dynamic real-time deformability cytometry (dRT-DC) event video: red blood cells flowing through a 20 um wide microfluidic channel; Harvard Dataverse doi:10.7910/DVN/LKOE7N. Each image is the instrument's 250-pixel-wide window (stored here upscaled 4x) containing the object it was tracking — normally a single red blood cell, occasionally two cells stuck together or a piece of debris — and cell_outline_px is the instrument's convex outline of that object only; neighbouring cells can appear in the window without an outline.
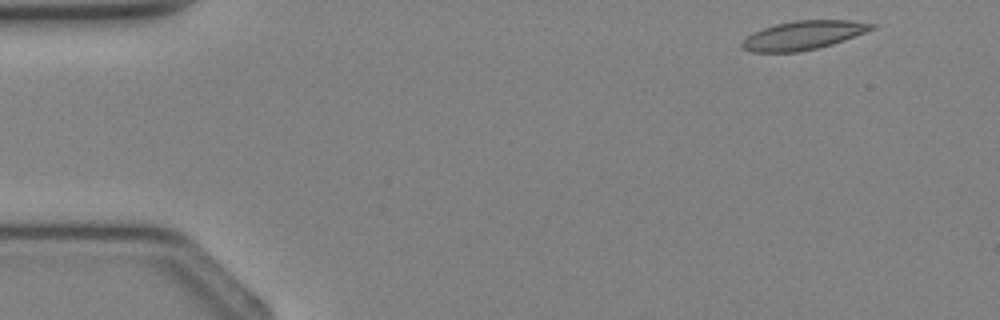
{"species": "Egyptian fruit bat (a non-hibernating species)", "species_latin": "Rousettus aegyptiacus", "temperature_condition": "cold", "stored_images_in_passage": 4, "camera_frame_rate_fps": 3000, "um_per_image_px": 0.085, "animal": {"sex": "female"}, "frame": {"image": 1, "passage_image": 1, "time_ms": 0.0, "image_size_px": [1000, 320], "cell_outline_px": [[880, 24], [876, 28], [844, 40], [832, 44], [816, 48], [796, 52], [752, 52], [744, 48], [740, 44], [748, 36], [764, 28], [776, 24], [796, 20], [852, 20]], "centroid_in_image_um": [68.36, 2.98], "position_along_channel_um": 16.6, "area_um2": 21.56}}